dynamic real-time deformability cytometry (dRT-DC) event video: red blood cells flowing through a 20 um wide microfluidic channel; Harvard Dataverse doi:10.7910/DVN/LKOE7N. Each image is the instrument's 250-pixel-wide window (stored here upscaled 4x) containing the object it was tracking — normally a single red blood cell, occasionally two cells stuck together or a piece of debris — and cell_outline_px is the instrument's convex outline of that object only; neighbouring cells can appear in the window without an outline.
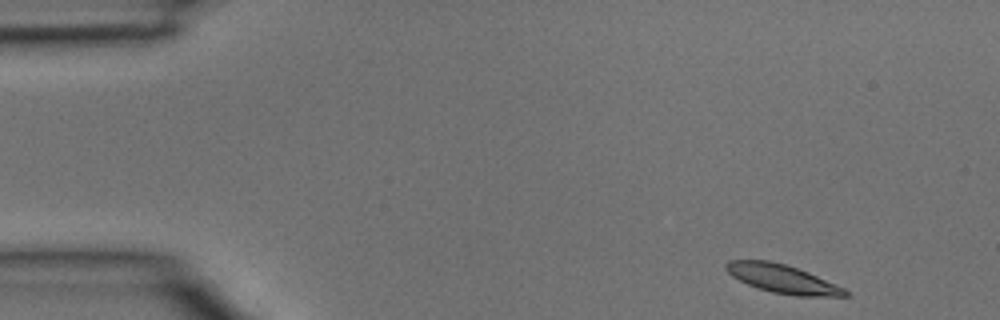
{"species": "common noctule bat (a hibernating species)", "species_latin": "Nyctalus noctula", "temperature_condition": "room temperature", "stored_images_in_passage": 37, "camera_frame_rate_fps": 3000, "um_per_image_px": 0.085, "animal": {"sex": "male", "body_mass_g": 15.6}, "frame": {"image": 1, "passage_image": 1, "time_ms": 0.0, "image_size_px": [1000, 320], "cell_outline_px": [[848, 296], [796, 296], [772, 292], [756, 288], [732, 276], [724, 268], [724, 264], [728, 260], [768, 260], [784, 264], [808, 272], [844, 288], [848, 292]], "centroid_in_image_um": [66.47, 23.7], "position_along_channel_um": 18.5, "area_um2": 19.65}}
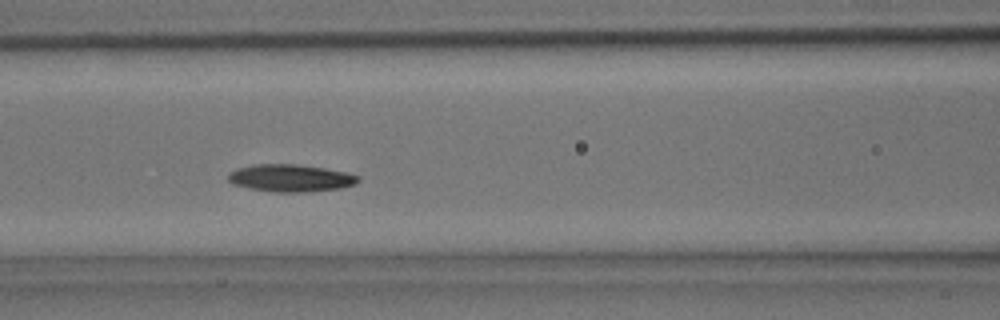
{"frame": {"image": 2, "passage_image": 14, "time_ms": 4.333, "image_size_px": [1000, 320], "cell_outline_px": [[360, 180], [356, 184], [340, 188], [308, 192], [276, 192], [252, 188], [232, 184], [228, 180], [228, 172], [236, 168], [252, 164], [296, 164], [324, 168], [348, 172], [360, 176]], "centroid_in_image_um": [24.71, 15.12], "position_along_channel_um": 141.9, "area_um2": 20.87}}
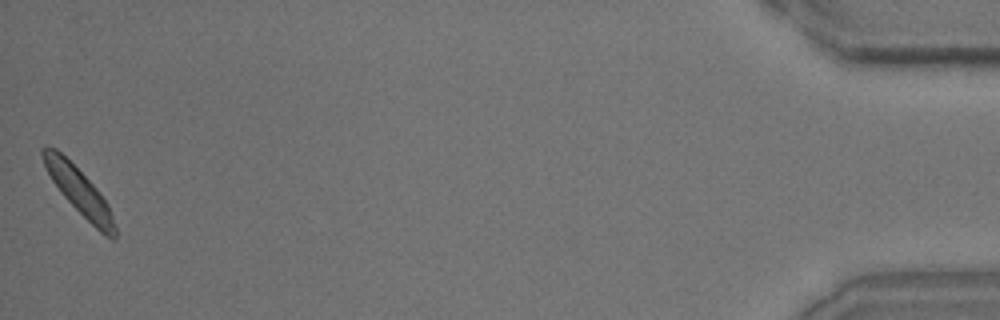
{"frame": {"image": 3, "passage_image": 37, "time_ms": 12.0, "image_size_px": [1000, 320], "cell_outline_px": [[116, 240], [112, 240], [104, 236], [60, 192], [52, 180], [40, 156], [40, 148], [48, 144], [56, 148], [96, 188], [108, 204], [116, 228]], "centroid_in_image_um": [6.7, 16.24], "position_along_channel_um": 428.5, "area_um2": 19.13}}